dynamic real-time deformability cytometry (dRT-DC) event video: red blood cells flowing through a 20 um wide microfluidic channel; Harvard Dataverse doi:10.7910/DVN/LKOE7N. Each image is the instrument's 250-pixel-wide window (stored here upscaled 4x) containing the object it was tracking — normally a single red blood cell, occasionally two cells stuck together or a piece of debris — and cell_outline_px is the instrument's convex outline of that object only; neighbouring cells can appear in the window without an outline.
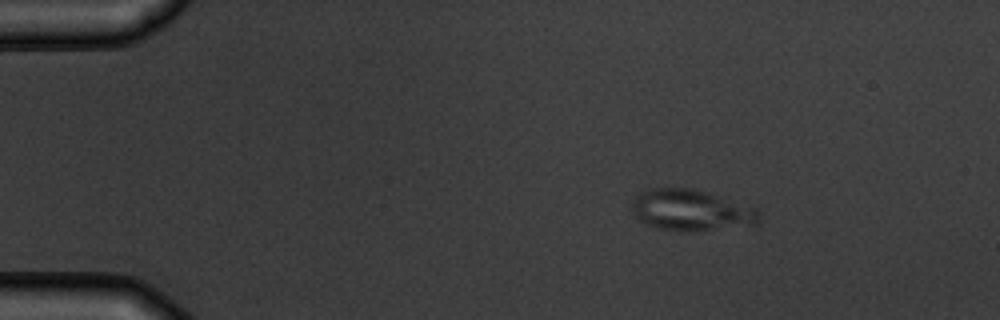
{"species": "common noctule bat (a hibernating species)", "species_latin": "Nyctalus noctula", "temperature_condition": "warm", "stored_images_in_passage": 3, "camera_frame_rate_fps": 3000, "um_per_image_px": 0.085, "animal": {"sex": "male", "body_mass_g": 19.5, "forearm_length_mm": 54.6}, "frame": {"image": 1, "passage_image": 1, "time_ms": 0.0, "image_size_px": [1000, 320], "cell_outline_px": [[756, 224], [696, 232], [680, 232], [656, 228], [640, 220], [632, 208], [632, 200], [636, 196], [648, 188], [692, 188], [708, 192], [756, 208]], "centroid_in_image_um": [58.7, 17.88], "position_along_channel_um": 26.3, "area_um2": 30.35}}